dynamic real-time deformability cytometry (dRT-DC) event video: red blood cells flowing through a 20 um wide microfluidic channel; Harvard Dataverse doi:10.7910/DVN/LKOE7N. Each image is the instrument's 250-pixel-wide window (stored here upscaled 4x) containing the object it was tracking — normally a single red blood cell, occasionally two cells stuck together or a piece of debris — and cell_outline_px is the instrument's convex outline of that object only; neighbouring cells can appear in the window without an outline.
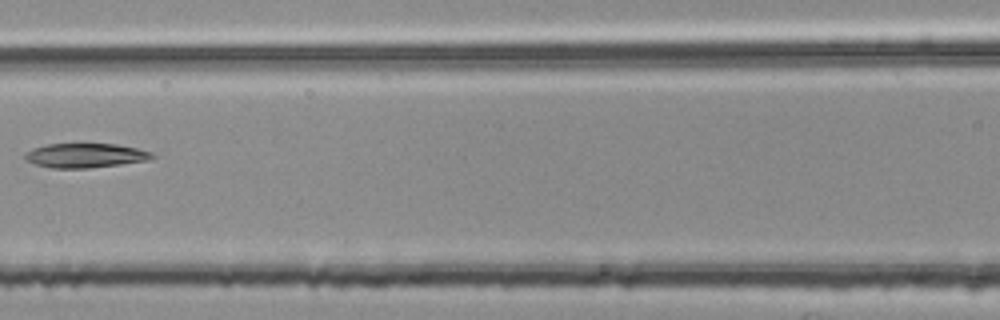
{"species": "common noctule bat (a hibernating species)", "species_latin": "Nyctalus noctula", "temperature_condition": "room temperature", "stored_images_in_passage": 6, "camera_frame_rate_fps": 3000, "um_per_image_px": 0.085, "animal": {"sex": "female", "body_mass_g": 25.1}, "frame": {"image": 1, "passage_image": 6, "time_ms": 1.667, "image_size_px": [1000, 320], "cell_outline_px": [[156, 156], [148, 160], [120, 164], [88, 168], [52, 168], [36, 164], [24, 160], [24, 152], [32, 148], [48, 144], [116, 144], [136, 148], [152, 152]], "centroid_in_image_um": [7.22, 13.21], "position_along_channel_um": 159.4, "area_um2": 18.03}}